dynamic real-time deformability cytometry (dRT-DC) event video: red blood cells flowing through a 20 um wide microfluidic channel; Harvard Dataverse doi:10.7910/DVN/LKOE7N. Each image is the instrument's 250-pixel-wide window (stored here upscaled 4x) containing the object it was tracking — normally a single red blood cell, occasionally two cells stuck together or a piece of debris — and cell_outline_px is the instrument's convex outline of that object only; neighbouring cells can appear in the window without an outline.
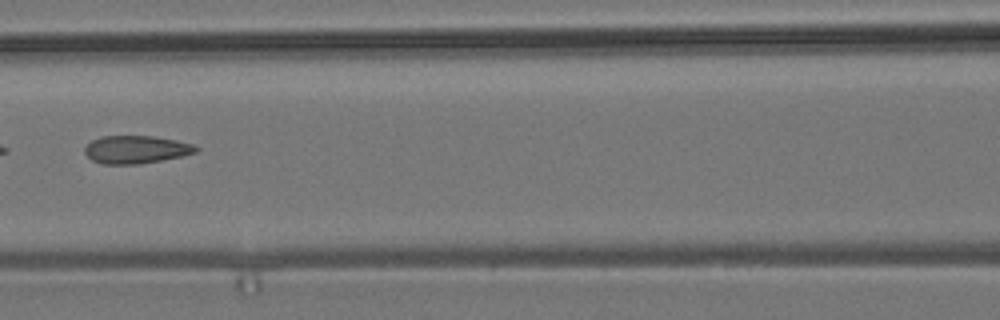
{"species": "common noctule bat (a hibernating species)", "species_latin": "Nyctalus noctula", "temperature_condition": "room temperature", "stored_images_in_passage": 7, "camera_frame_rate_fps": 3000, "um_per_image_px": 0.085, "animal": {"sex": "male", "body_mass_g": 19.2, "forearm_length_mm": 51.8}, "frame": {"image": 1, "passage_image": 7, "time_ms": 7.0, "image_size_px": [1000, 320], "cell_outline_px": [[200, 148], [196, 152], [184, 156], [140, 164], [104, 164], [92, 160], [84, 152], [84, 148], [92, 140], [100, 136], [152, 136], [176, 140], [192, 144]], "centroid_in_image_um": [11.57, 12.71], "position_along_channel_um": 155.0, "area_um2": 18.09}}